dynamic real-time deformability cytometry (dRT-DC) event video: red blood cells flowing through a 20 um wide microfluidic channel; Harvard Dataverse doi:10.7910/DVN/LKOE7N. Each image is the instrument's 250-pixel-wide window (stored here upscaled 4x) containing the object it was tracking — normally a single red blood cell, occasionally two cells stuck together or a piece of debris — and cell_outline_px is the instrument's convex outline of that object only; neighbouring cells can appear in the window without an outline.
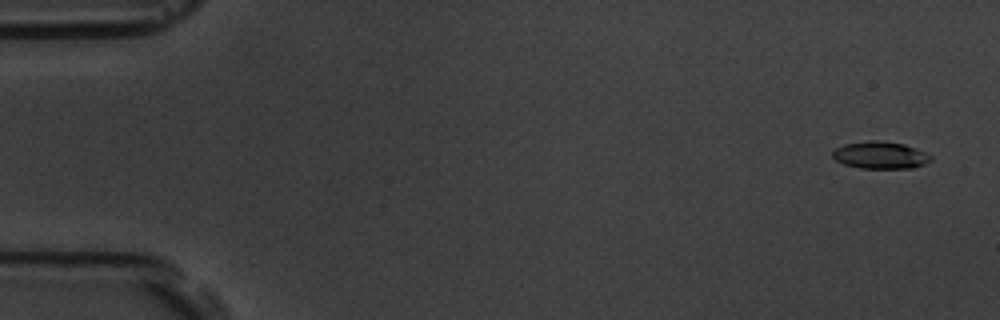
{"species": "common noctule bat (a hibernating species)", "species_latin": "Nyctalus noctula", "temperature_condition": "room temperature", "stored_images_in_passage": 56, "camera_frame_rate_fps": 3000, "um_per_image_px": 0.085, "animal": {"sex": "male", "body_mass_g": 19.5, "forearm_length_mm": 54.6}, "frame": {"image": 1, "passage_image": 3, "time_ms": 0.667, "image_size_px": [1000, 320], "cell_outline_px": [[932, 160], [924, 164], [912, 168], [860, 168], [844, 164], [836, 160], [832, 156], [832, 152], [836, 148], [844, 144], [868, 140], [876, 140], [904, 144], [924, 152], [932, 156]], "centroid_in_image_um": [74.81, 13.19], "position_along_channel_um": 10.2, "area_um2": 15.49}}
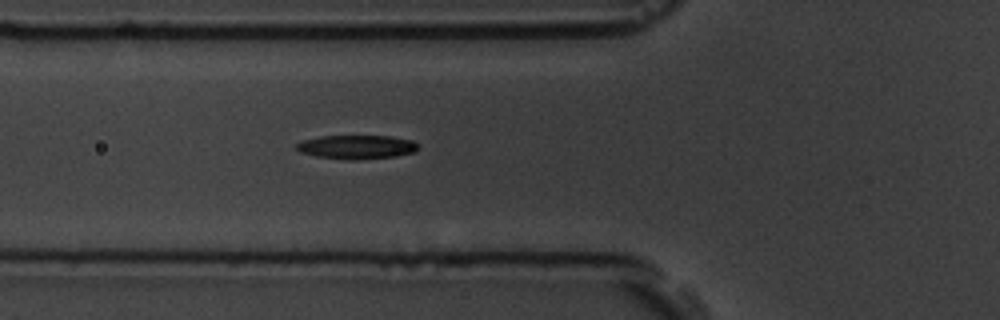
{"frame": {"image": 2, "passage_image": 21, "time_ms": 6.667, "image_size_px": [1000, 320], "cell_outline_px": [[420, 144], [412, 152], [396, 156], [356, 160], [348, 160], [316, 156], [300, 152], [296, 148], [296, 144], [300, 140], [320, 136], [392, 136], [412, 140]], "centroid_in_image_um": [30.29, 12.49], "position_along_channel_um": 95.5, "area_um2": 16.99}}
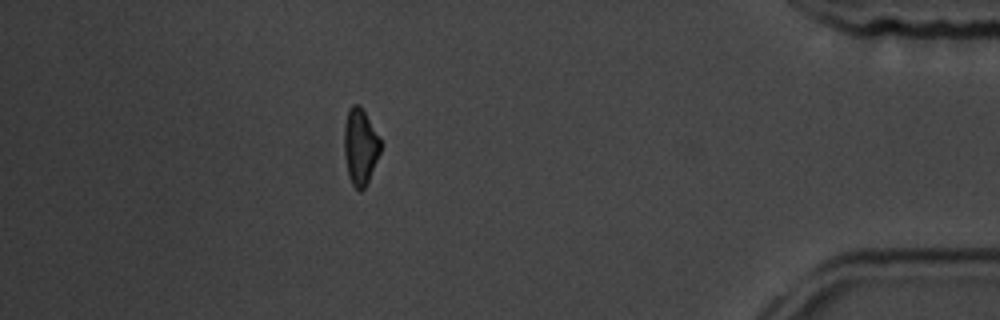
{"frame": {"image": 3, "passage_image": 50, "time_ms": 16.333, "image_size_px": [1000, 320], "cell_outline_px": [[380, 152], [368, 180], [364, 188], [360, 192], [352, 184], [348, 176], [344, 156], [344, 124], [348, 108], [352, 104], [360, 104], [380, 140]], "centroid_in_image_um": [30.58, 12.44], "position_along_channel_um": 404.6, "area_um2": 16.01}, "authors_computed_cell_mechanics": {"area_um2": 16.4152, "velocity_mm_per_s": 3.6793, "shape_relaxation_time_tau1_ms": 1.9437, "shape_relaxation_time_tau2_ms": null, "deformation_change_tau1": 0.1391, "deformation_change_tau2": null}}